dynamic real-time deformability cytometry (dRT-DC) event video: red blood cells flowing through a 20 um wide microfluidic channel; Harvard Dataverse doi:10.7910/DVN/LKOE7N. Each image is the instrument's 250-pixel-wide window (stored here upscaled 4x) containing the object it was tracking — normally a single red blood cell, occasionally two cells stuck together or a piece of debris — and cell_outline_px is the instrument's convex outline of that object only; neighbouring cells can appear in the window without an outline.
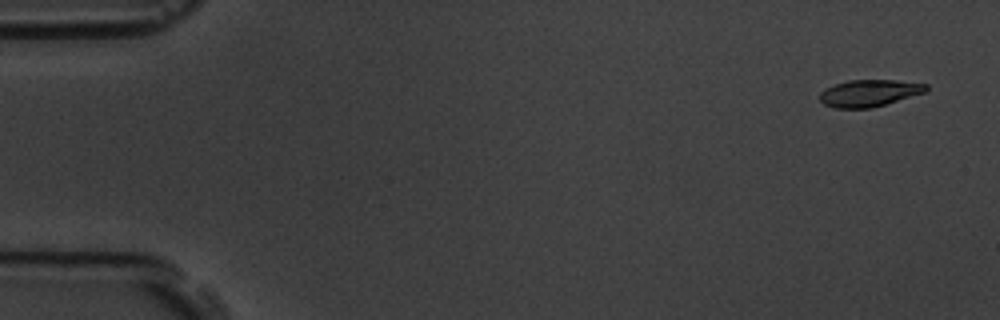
{"species": "common noctule bat (a hibernating species)", "species_latin": "Nyctalus noctula", "temperature_condition": "room temperature", "stored_images_in_passage": 5, "camera_frame_rate_fps": 3000, "um_per_image_px": 0.085, "animal": {"sex": "male", "body_mass_g": 19.5, "forearm_length_mm": 54.6}, "frame": {"image": 1, "passage_image": 1, "time_ms": 0.0, "image_size_px": [1000, 320], "cell_outline_px": [[928, 88], [924, 92], [872, 108], [832, 108], [824, 104], [820, 100], [820, 92], [824, 88], [848, 80], [896, 80], [928, 84]], "centroid_in_image_um": [73.85, 7.91], "position_along_channel_um": 11.2, "area_um2": 16.59}}
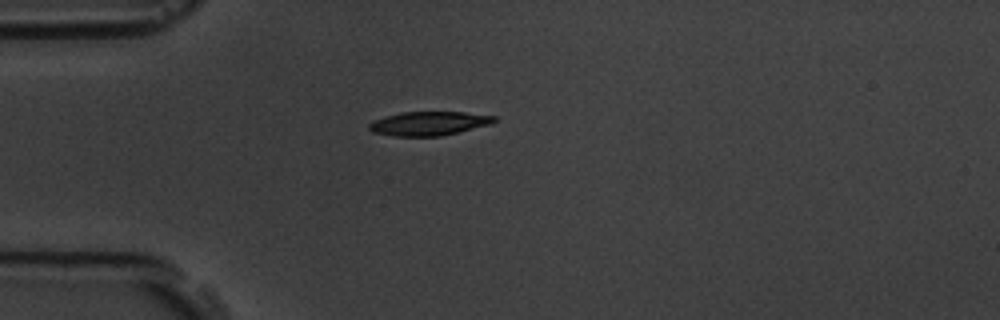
{"frame": {"image": 2, "passage_image": 5, "time_ms": 4.333, "image_size_px": [1000, 320], "cell_outline_px": [[496, 120], [492, 124], [440, 136], [392, 136], [372, 132], [368, 128], [368, 124], [372, 120], [384, 116], [400, 112], [464, 112], [496, 116]], "centroid_in_image_um": [36.41, 10.49], "position_along_channel_um": 48.6, "area_um2": 17.57}}